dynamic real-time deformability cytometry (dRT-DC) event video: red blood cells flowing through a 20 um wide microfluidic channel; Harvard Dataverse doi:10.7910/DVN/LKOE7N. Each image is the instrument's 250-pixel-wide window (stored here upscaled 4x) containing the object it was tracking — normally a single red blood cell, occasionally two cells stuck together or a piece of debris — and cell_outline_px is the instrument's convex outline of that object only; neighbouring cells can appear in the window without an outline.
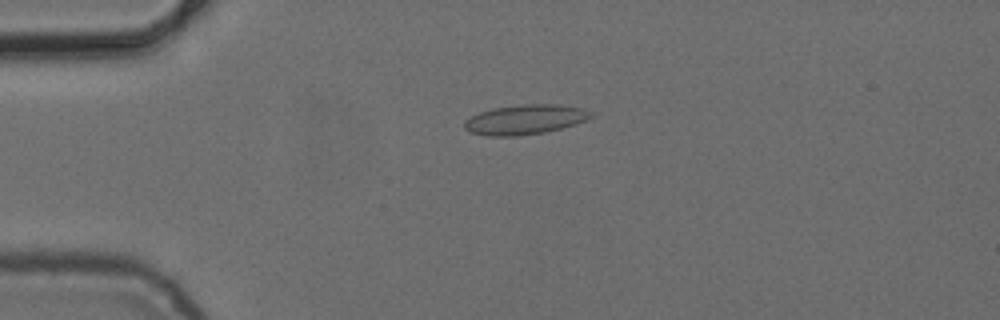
{"species": "common noctule bat (a hibernating species)", "species_latin": "Nyctalus noctula", "temperature_condition": "cold", "stored_images_in_passage": 6, "camera_frame_rate_fps": 3000, "um_per_image_px": 0.085, "animal": {"sex": "female", "body_mass_g": 24.6, "forearm_length_mm": 56.2}, "frame": {"image": 1, "passage_image": 3, "time_ms": 3.0, "image_size_px": [1000, 320], "cell_outline_px": [[592, 116], [576, 124], [544, 132], [516, 136], [484, 136], [468, 132], [464, 128], [464, 120], [480, 112], [492, 108], [524, 104], [556, 104], [580, 108], [592, 112]], "centroid_in_image_um": [44.56, 10.17], "position_along_channel_um": 40.4, "area_um2": 21.85}}
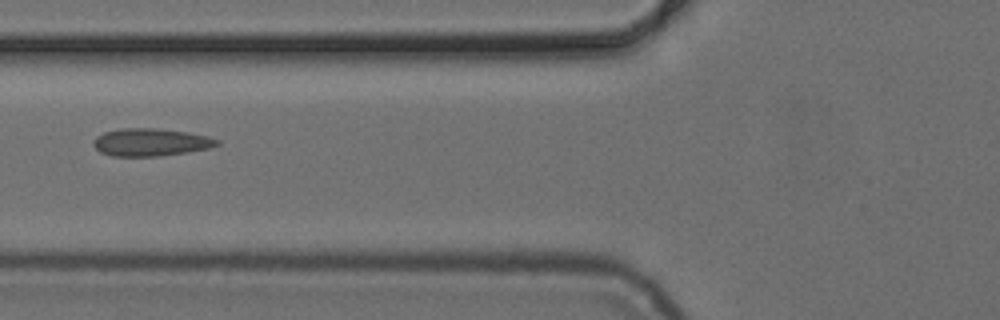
{"frame": {"image": 2, "passage_image": 5, "time_ms": 5.667, "image_size_px": [1000, 320], "cell_outline_px": [[220, 144], [208, 148], [188, 152], [160, 156], [112, 156], [100, 152], [92, 144], [96, 136], [104, 132], [120, 128], [156, 128], [188, 132], [208, 136], [220, 140]], "centroid_in_image_um": [12.81, 12.08], "position_along_channel_um": 113.0, "area_um2": 20.0}}
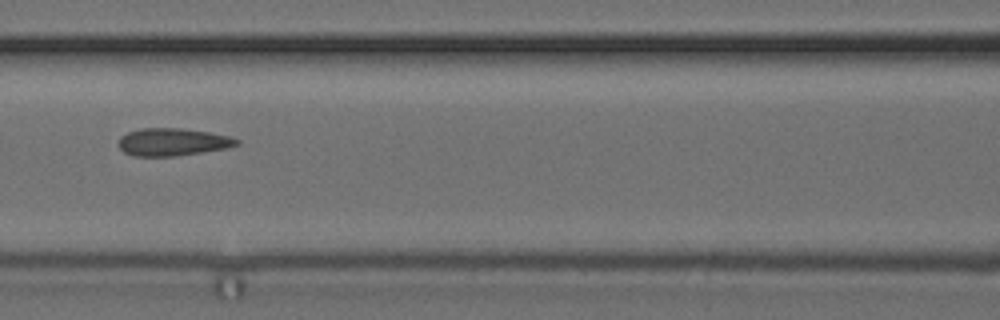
{"frame": {"image": 3, "passage_image": 6, "time_ms": 6.667, "image_size_px": [1000, 320], "cell_outline_px": [[240, 144], [228, 148], [176, 156], [132, 156], [124, 152], [120, 148], [120, 136], [128, 132], [140, 128], [180, 128], [208, 132], [232, 136], [240, 140]], "centroid_in_image_um": [14.71, 12.07], "position_along_channel_um": 151.9, "area_um2": 19.07}}